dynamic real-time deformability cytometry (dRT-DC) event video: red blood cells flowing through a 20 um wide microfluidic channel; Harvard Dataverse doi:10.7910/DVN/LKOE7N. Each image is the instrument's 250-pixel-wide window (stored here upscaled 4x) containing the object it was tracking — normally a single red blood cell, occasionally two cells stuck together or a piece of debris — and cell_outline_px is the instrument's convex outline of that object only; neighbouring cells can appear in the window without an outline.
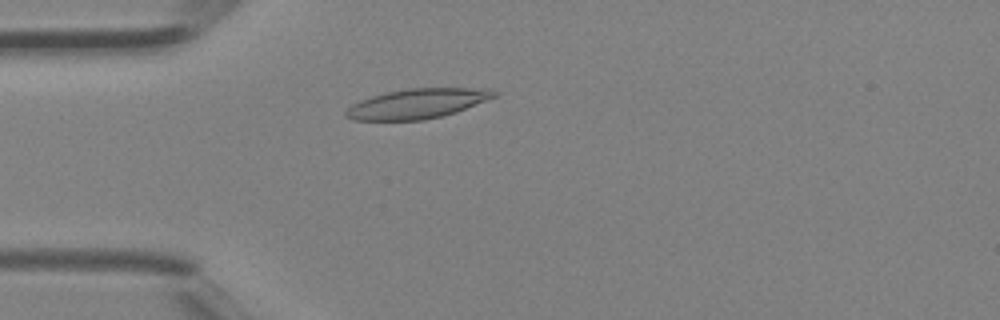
{"species": "Egyptian fruit bat (a non-hibernating species)", "species_latin": "Rousettus aegyptiacus", "temperature_condition": "room temperature", "stored_images_in_passage": 39, "camera_frame_rate_fps": 3000, "um_per_image_px": 0.085, "animal": {"sex": "female"}, "frame": {"image": 1, "passage_image": 9, "time_ms": 2.667, "image_size_px": [1000, 320], "cell_outline_px": [[500, 92], [496, 96], [456, 112], [444, 116], [424, 120], [352, 120], [344, 116], [344, 112], [352, 104], [360, 100], [372, 96], [388, 92], [408, 88], [488, 88]], "centroid_in_image_um": [35.48, 8.81], "position_along_channel_um": 49.5, "area_um2": 25.78}}
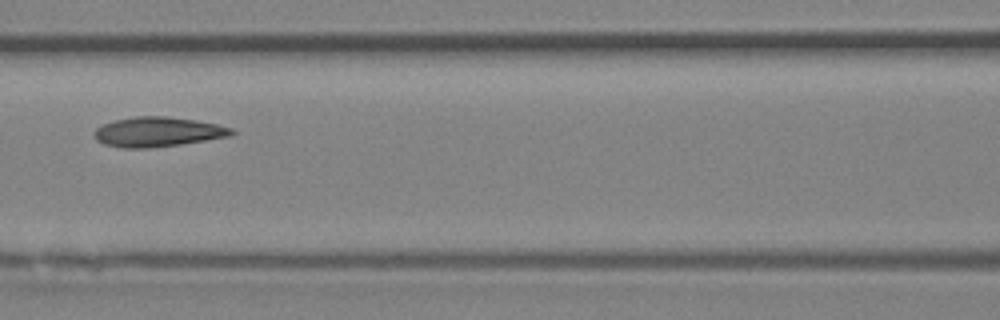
{"frame": {"image": 2, "passage_image": 16, "time_ms": 5.0, "image_size_px": [1000, 320], "cell_outline_px": [[236, 132], [232, 136], [180, 144], [148, 148], [120, 148], [104, 144], [96, 140], [92, 132], [96, 128], [104, 124], [116, 120], [136, 116], [168, 116], [196, 120], [216, 124], [232, 128]], "centroid_in_image_um": [13.41, 11.21], "position_along_channel_um": 153.2, "area_um2": 23.87}}
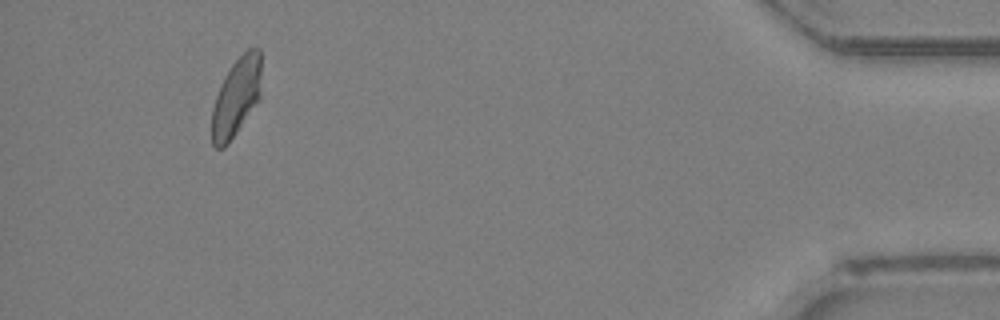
{"frame": {"image": 3, "passage_image": 36, "time_ms": 11.667, "image_size_px": [1000, 320], "cell_outline_px": [[260, 100], [228, 144], [224, 148], [216, 148], [212, 144], [212, 108], [220, 84], [232, 64], [248, 48], [260, 48]], "centroid_in_image_um": [20.08, 8.27], "position_along_channel_um": 415.1, "area_um2": 22.6}}